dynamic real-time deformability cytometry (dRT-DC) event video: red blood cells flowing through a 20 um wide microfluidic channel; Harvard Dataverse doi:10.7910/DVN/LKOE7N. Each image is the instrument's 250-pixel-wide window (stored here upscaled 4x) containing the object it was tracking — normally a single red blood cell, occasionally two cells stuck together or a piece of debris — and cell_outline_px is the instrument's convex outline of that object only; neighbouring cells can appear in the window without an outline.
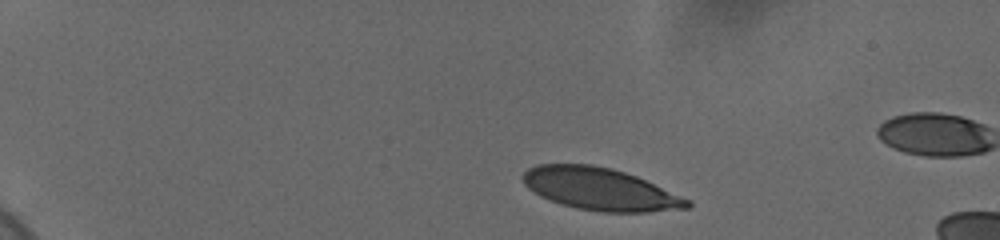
{"species": "human", "species_latin": "Homo sapiens", "temperature_condition": "cold", "stored_images_in_passage": 47, "camera_frame_rate_fps": 3000, "um_per_image_px": 0.085, "donor": {"sex": "female"}, "frame": {"image": 1, "passage_image": 1, "time_ms": 0.0, "image_size_px": [1000, 240], "cell_outline_px": [[692, 204], [688, 208], [648, 212], [600, 212], [576, 208], [560, 204], [540, 196], [528, 188], [524, 184], [520, 176], [528, 168], [536, 164], [592, 164], [612, 168], [636, 176], [692, 200]], "centroid_in_image_um": [51.0, 16.07], "position_along_channel_um": 34.0, "area_um2": 40.75}}
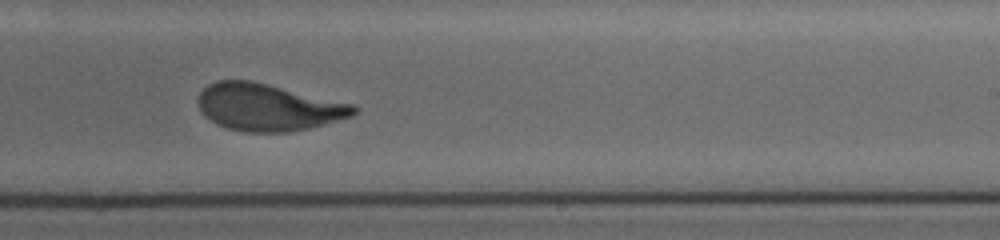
{"frame": {"image": 2, "passage_image": 28, "time_ms": 9.0, "image_size_px": [1000, 240], "cell_outline_px": [[360, 108], [352, 116], [308, 128], [288, 132], [244, 132], [224, 128], [216, 124], [204, 116], [200, 112], [196, 104], [196, 100], [200, 92], [208, 84], [216, 80], [252, 80], [352, 104]], "centroid_in_image_um": [22.71, 9.11], "position_along_channel_um": 266.3, "area_um2": 42.89}}
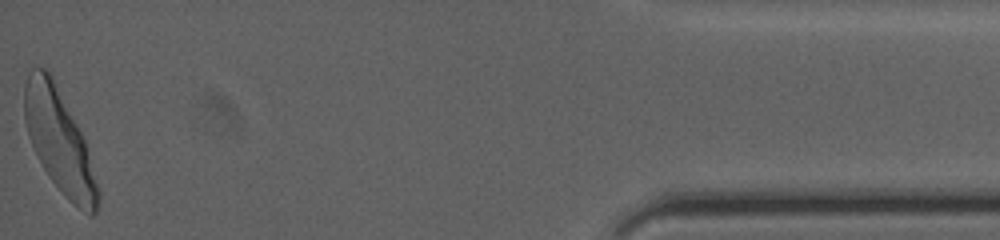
{"frame": {"image": 3, "passage_image": 47, "time_ms": 15.333, "image_size_px": [1000, 240], "cell_outline_px": [[100, 200], [96, 212], [92, 216], [76, 208], [64, 196], [48, 176], [28, 136], [24, 120], [24, 84], [28, 72], [32, 68], [48, 68], [88, 148], [100, 188]], "centroid_in_image_um": [5.05, 12.04], "position_along_channel_um": 430.1, "area_um2": 43.99}, "authors_computed_cell_mechanics": {"area_um2": 43.1766, "velocity_mm_per_s": 3.6603, "shape_relaxation_time_tau1_ms": 2.8773, "shape_relaxation_time_tau2_ms": null, "deformation_change_tau1": 0.1685, "deformation_change_tau2": null}}